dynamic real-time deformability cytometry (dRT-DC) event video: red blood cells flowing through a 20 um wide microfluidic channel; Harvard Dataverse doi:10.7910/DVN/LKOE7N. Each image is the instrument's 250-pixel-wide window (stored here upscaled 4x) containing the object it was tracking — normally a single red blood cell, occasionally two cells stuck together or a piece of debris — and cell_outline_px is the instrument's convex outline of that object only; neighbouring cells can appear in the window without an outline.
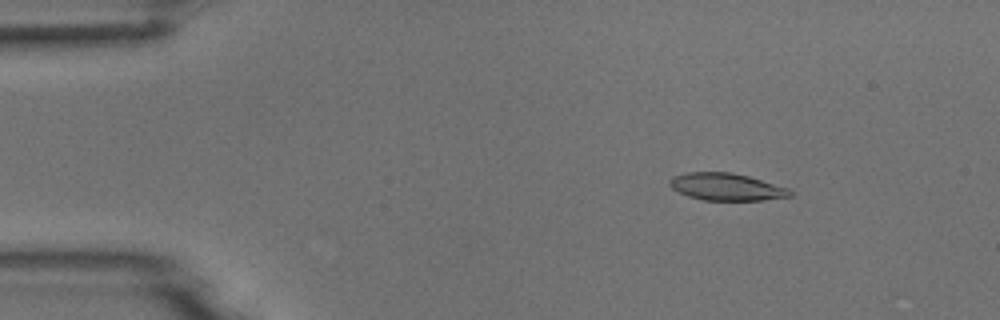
{"species": "common noctule bat (a hibernating species)", "species_latin": "Nyctalus noctula", "temperature_condition": "room temperature", "stored_images_in_passage": 53, "camera_frame_rate_fps": 3000, "um_per_image_px": 0.085, "animal": {"sex": "male", "body_mass_g": 18.8}, "frame": {"image": 1, "passage_image": 8, "time_ms": 2.333, "image_size_px": [1000, 320], "cell_outline_px": [[792, 196], [764, 200], [704, 200], [688, 196], [672, 188], [668, 184], [668, 180], [672, 176], [688, 172], [732, 172], [748, 176], [788, 188], [792, 192]], "centroid_in_image_um": [61.72, 15.88], "position_along_channel_um": 23.3, "area_um2": 19.07}}
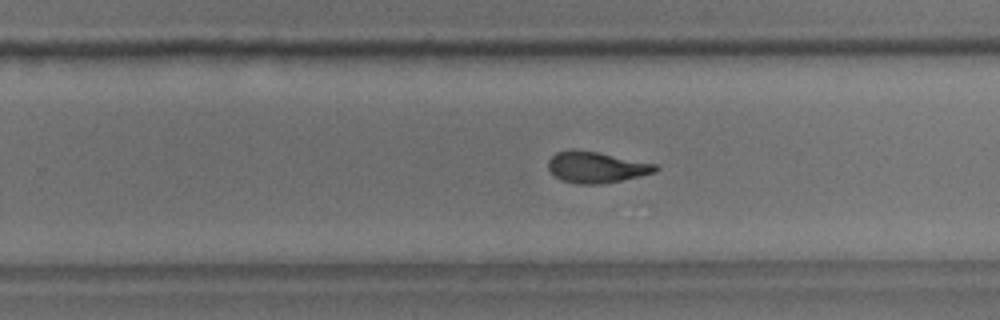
{"frame": {"image": 2, "passage_image": 34, "time_ms": 11.0, "image_size_px": [1000, 320], "cell_outline_px": [[660, 168], [656, 172], [640, 176], [600, 184], [576, 184], [560, 180], [548, 168], [548, 160], [556, 152], [572, 148], [596, 152], [660, 164]], "centroid_in_image_um": [50.7, 14.2], "position_along_channel_um": 279.1, "area_um2": 19.65}}
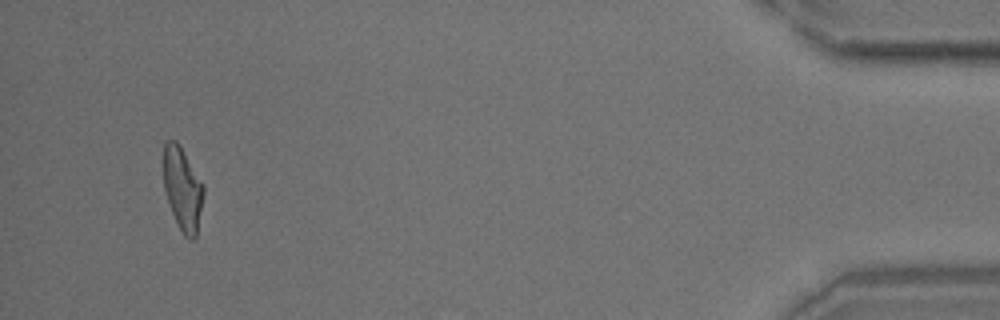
{"frame": {"image": 3, "passage_image": 51, "time_ms": 16.667, "image_size_px": [1000, 320], "cell_outline_px": [[204, 192], [196, 236], [192, 240], [188, 240], [184, 236], [172, 212], [164, 188], [164, 144], [168, 140], [176, 140], [180, 144], [204, 184]], "centroid_in_image_um": [15.53, 16.02], "position_along_channel_um": 419.7, "area_um2": 19.31}}